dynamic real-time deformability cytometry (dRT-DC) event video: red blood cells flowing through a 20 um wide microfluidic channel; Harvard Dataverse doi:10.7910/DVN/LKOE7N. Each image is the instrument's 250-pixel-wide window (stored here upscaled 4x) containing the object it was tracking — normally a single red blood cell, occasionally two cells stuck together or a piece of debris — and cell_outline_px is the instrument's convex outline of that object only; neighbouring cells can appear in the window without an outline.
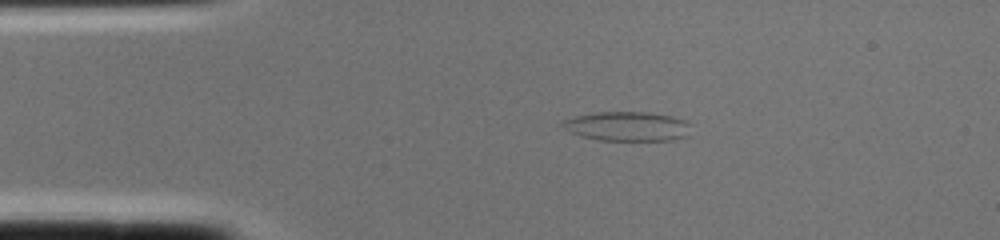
{"species": "common noctule bat (a hibernating species)", "species_latin": "Nyctalus noctula", "temperature_condition": "cold", "stored_images_in_passage": 1, "camera_frame_rate_fps": 3000, "um_per_image_px": 0.085, "animal": {"sex": "female", "body_mass_g": 22.0, "forearm_length_mm": 56.7}, "frame": {"image": 1, "passage_image": 1, "time_ms": 0.0, "image_size_px": [1000, 240], "cell_outline_px": [[692, 124], [688, 136], [672, 140], [596, 140], [572, 132], [564, 128], [560, 124], [564, 120], [576, 116], [596, 112], [648, 112], [672, 116], [684, 120]], "centroid_in_image_um": [53.38, 10.73], "position_along_channel_um": 31.6, "area_um2": 21.96}}